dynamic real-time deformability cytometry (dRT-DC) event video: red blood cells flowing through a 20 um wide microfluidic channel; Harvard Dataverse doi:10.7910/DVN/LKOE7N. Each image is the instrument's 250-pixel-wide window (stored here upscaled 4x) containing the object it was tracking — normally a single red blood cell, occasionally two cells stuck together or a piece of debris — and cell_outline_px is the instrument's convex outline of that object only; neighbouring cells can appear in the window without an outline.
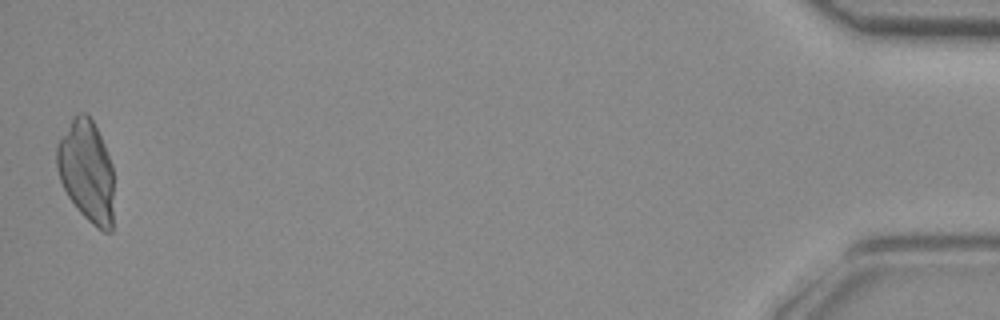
{"species": "common noctule bat (a hibernating species)", "species_latin": "Nyctalus noctula", "temperature_condition": "room temperature", "stored_images_in_passage": 37, "camera_frame_rate_fps": 3000, "um_per_image_px": 0.085, "animal": {"sex": "female", "body_mass_g": 29.2, "forearm_length_mm": 56.3}, "frame": {"image": 1, "passage_image": 37, "time_ms": 12.0, "image_size_px": [1000, 320], "cell_outline_px": [[112, 232], [104, 232], [92, 224], [76, 208], [68, 196], [60, 180], [56, 164], [56, 144], [72, 120], [80, 112], [84, 112], [92, 120], [104, 144], [112, 164]], "centroid_in_image_um": [7.35, 14.56], "position_along_channel_um": 427.9, "area_um2": 33.41}}